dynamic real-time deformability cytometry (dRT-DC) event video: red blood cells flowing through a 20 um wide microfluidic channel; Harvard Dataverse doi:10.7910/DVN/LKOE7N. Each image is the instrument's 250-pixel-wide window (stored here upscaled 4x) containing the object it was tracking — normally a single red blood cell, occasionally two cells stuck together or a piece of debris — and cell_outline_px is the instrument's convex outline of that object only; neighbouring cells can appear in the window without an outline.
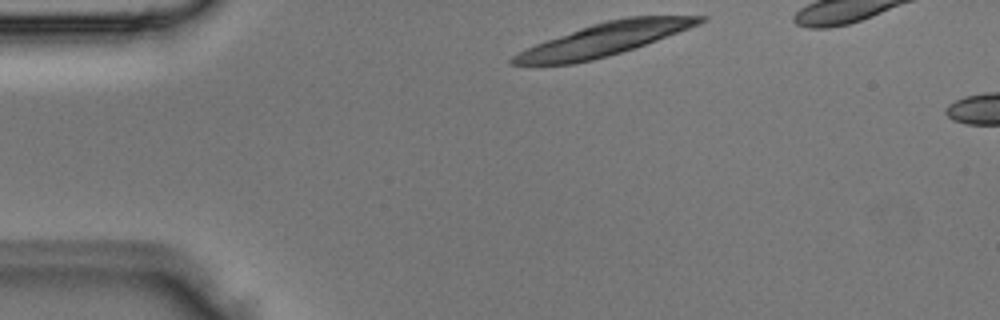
{"species": "Egyptian fruit bat (a non-hibernating species)", "species_latin": "Rousettus aegyptiacus", "temperature_condition": "room temperature", "stored_images_in_passage": 2, "camera_frame_rate_fps": 3000, "um_per_image_px": 0.085, "animal": {"sex": "male"}, "frame": {"image": 1, "passage_image": 1, "time_ms": 0.0, "image_size_px": [1000, 320], "cell_outline_px": [[708, 20], [700, 24], [656, 40], [608, 56], [592, 60], [572, 64], [508, 64], [508, 60], [512, 56], [536, 44], [580, 28], [592, 24], [608, 20], [628, 16], [708, 16]], "centroid_in_image_um": [51.37, 3.34], "position_along_channel_um": 33.6, "area_um2": 34.91}}